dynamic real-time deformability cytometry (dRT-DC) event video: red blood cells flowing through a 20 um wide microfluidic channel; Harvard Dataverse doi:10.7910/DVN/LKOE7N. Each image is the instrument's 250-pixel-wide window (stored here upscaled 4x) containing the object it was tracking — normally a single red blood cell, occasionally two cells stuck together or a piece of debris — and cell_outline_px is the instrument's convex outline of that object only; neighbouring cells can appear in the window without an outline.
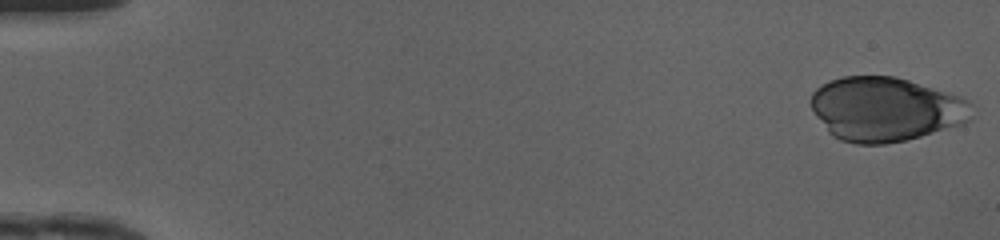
{"species": "human", "species_latin": "Homo sapiens", "temperature_condition": "cold", "stored_images_in_passage": 48, "camera_frame_rate_fps": 3000, "um_per_image_px": 0.085, "donor": {"sex": "female"}, "frame": {"image": 1, "passage_image": 1, "time_ms": 0.0, "image_size_px": [1000, 240], "cell_outline_px": [[972, 120], [964, 124], [920, 136], [904, 140], [884, 144], [856, 144], [840, 140], [832, 136], [828, 132], [816, 116], [812, 108], [812, 92], [820, 84], [828, 80], [844, 76], [896, 76], [968, 100], [972, 104]], "centroid_in_image_um": [75.26, 9.28], "position_along_channel_um": 9.7, "area_um2": 60.11}}